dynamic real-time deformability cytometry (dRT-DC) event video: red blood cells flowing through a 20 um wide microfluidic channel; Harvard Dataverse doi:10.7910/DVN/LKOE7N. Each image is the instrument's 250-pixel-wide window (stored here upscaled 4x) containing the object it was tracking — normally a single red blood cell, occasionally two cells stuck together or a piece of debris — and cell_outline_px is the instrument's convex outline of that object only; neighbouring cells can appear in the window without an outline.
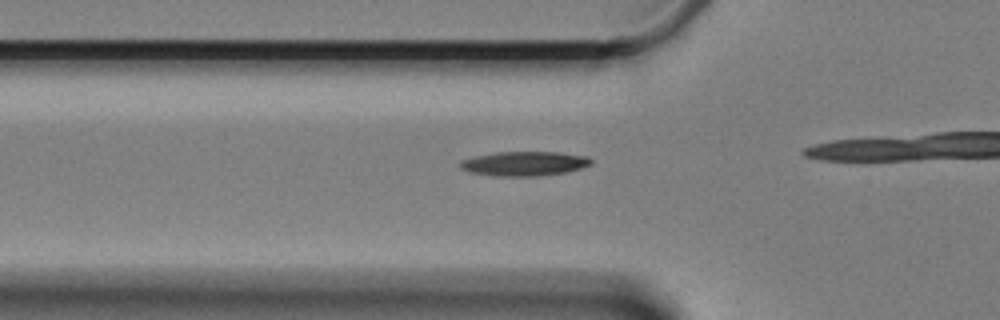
{"species": "Egyptian fruit bat (a non-hibernating species)", "species_latin": "Rousettus aegyptiacus", "temperature_condition": "cold", "stored_images_in_passage": 41, "camera_frame_rate_fps": 3000, "um_per_image_px": 0.085, "animal": {"sex": "female"}, "frame": {"image": 1, "passage_image": 14, "time_ms": 4.333, "image_size_px": [1000, 320], "cell_outline_px": [[592, 164], [580, 168], [564, 172], [540, 176], [496, 176], [468, 172], [460, 168], [460, 160], [476, 156], [496, 152], [560, 152], [588, 156], [592, 160]], "centroid_in_image_um": [44.56, 13.9], "position_along_channel_um": 81.2, "area_um2": 18.67}}
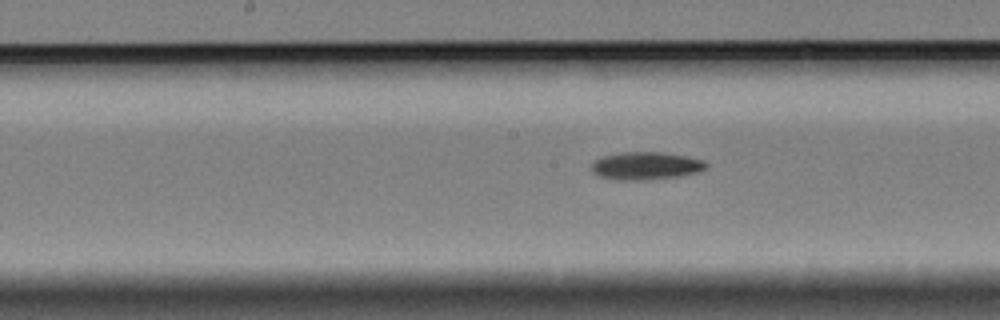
{"frame": {"image": 2, "passage_image": 24, "time_ms": 7.667, "image_size_px": [1000, 320], "cell_outline_px": [[708, 164], [704, 168], [696, 172], [676, 176], [640, 180], [616, 180], [600, 176], [592, 172], [592, 164], [596, 160], [604, 156], [620, 152], [664, 152], [704, 160]], "centroid_in_image_um": [54.87, 14.08], "position_along_channel_um": 193.3, "area_um2": 18.21}}
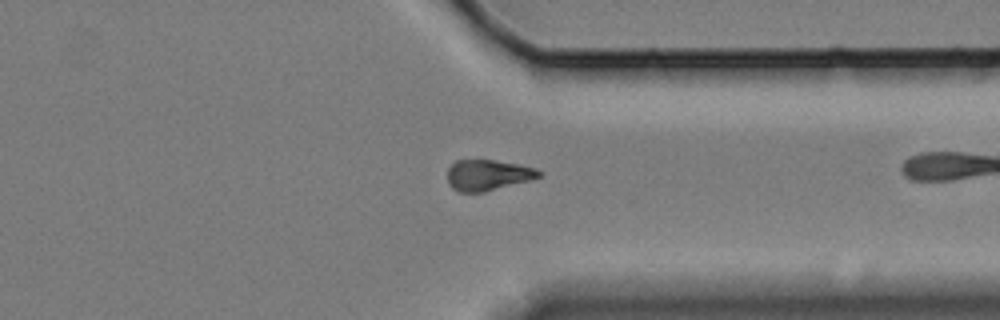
{"frame": {"image": 3, "passage_image": 40, "time_ms": 13.0, "image_size_px": [1000, 320], "cell_outline_px": [[540, 176], [528, 180], [484, 192], [460, 192], [452, 188], [448, 184], [448, 168], [456, 160], [496, 160], [536, 168], [540, 172]], "centroid_in_image_um": [41.42, 14.88], "position_along_channel_um": 370.0, "area_um2": 16.18}}